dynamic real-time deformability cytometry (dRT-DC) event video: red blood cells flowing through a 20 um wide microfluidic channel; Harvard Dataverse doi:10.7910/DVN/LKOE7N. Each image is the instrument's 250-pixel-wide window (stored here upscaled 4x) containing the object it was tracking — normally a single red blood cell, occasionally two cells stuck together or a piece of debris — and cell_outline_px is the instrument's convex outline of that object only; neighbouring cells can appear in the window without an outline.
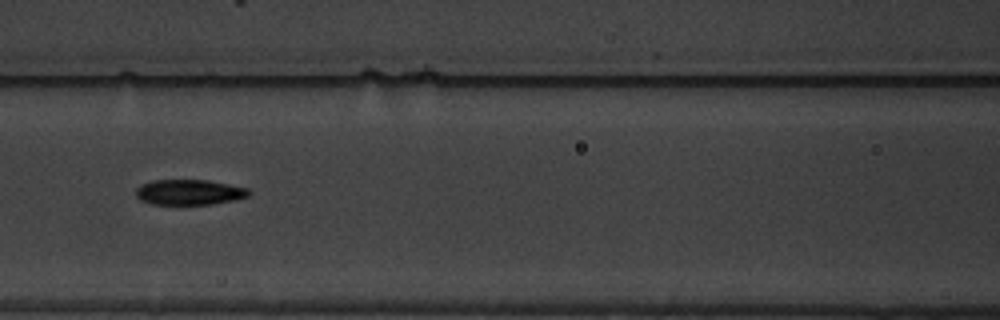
{"species": "common noctule bat (a hibernating species)", "species_latin": "Nyctalus noctula", "temperature_condition": "warm", "stored_images_in_passage": 10, "camera_frame_rate_fps": 3000, "um_per_image_px": 0.085, "animal": {"sex": "male", "body_mass_g": 19.5, "forearm_length_mm": 54.6}, "frame": {"image": 1, "passage_image": 9, "time_ms": 9.667, "image_size_px": [1000, 320], "cell_outline_px": [[252, 192], [248, 196], [232, 200], [212, 204], [152, 204], [140, 200], [136, 196], [136, 188], [140, 184], [152, 180], [208, 180], [248, 188]], "centroid_in_image_um": [16.06, 16.33], "position_along_channel_um": 150.5, "area_um2": 16.7}}